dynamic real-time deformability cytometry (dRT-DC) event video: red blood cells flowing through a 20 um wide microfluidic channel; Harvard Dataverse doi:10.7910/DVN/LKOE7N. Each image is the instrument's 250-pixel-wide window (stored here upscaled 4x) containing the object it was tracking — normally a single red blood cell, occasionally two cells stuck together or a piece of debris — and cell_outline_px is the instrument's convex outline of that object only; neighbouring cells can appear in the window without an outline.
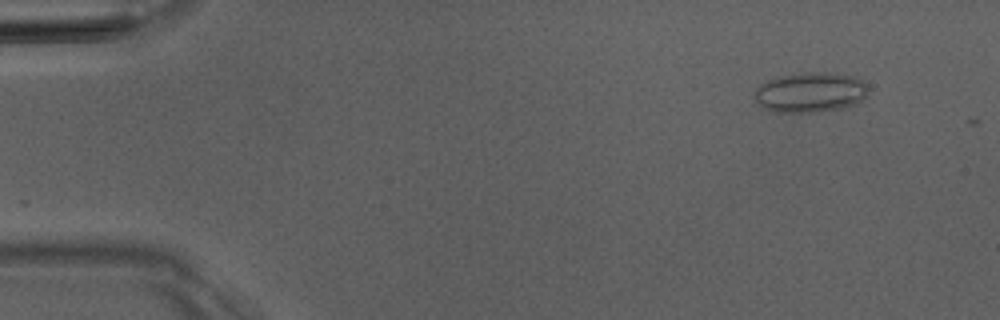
{"species": "Egyptian fruit bat (a non-hibernating species)", "species_latin": "Rousettus aegyptiacus", "temperature_condition": "room temperature", "stored_images_in_passage": 5, "camera_frame_rate_fps": 3000, "um_per_image_px": 0.085, "animal": {"sex": "male"}, "frame": {"image": 1, "passage_image": 1, "time_ms": 0.0, "image_size_px": [1000, 320], "cell_outline_px": [[868, 96], [844, 108], [816, 112], [776, 112], [764, 108], [752, 96], [756, 88], [760, 84], [768, 80], [780, 76], [808, 72], [824, 72], [852, 76], [860, 80], [868, 88]], "centroid_in_image_um": [68.85, 7.85], "position_along_channel_um": 16.1, "area_um2": 26.41}}